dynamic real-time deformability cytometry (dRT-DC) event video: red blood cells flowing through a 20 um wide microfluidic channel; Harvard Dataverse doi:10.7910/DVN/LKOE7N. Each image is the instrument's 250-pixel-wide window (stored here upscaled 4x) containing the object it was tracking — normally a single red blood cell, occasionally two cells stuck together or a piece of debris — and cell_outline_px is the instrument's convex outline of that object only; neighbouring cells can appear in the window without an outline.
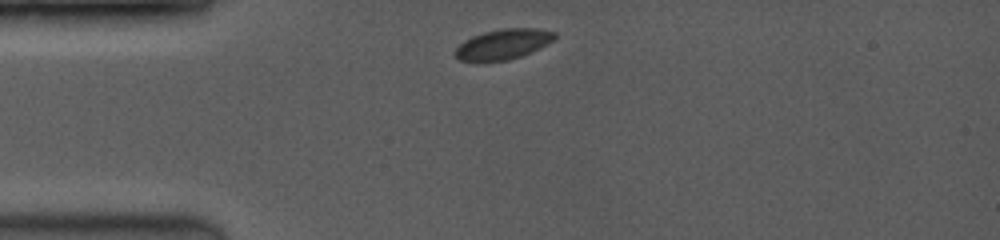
{"species": "common noctule bat (a hibernating species)", "species_latin": "Nyctalus noctula", "temperature_condition": "room temperature", "stored_images_in_passage": 4, "camera_frame_rate_fps": 3500, "um_per_image_px": 0.085, "animal": {"sex": "female", "body_mass_g": 19.0, "forearm_length_mm": 53.3}, "frame": {"image": 1, "passage_image": 1, "time_ms": 0.0, "image_size_px": [1000, 240], "cell_outline_px": [[556, 36], [548, 44], [520, 56], [508, 60], [460, 60], [456, 56], [456, 48], [464, 40], [472, 36], [484, 32], [500, 28], [536, 28], [556, 32]], "centroid_in_image_um": [42.79, 3.72], "position_along_channel_um": 42.2, "area_um2": 17.17}}